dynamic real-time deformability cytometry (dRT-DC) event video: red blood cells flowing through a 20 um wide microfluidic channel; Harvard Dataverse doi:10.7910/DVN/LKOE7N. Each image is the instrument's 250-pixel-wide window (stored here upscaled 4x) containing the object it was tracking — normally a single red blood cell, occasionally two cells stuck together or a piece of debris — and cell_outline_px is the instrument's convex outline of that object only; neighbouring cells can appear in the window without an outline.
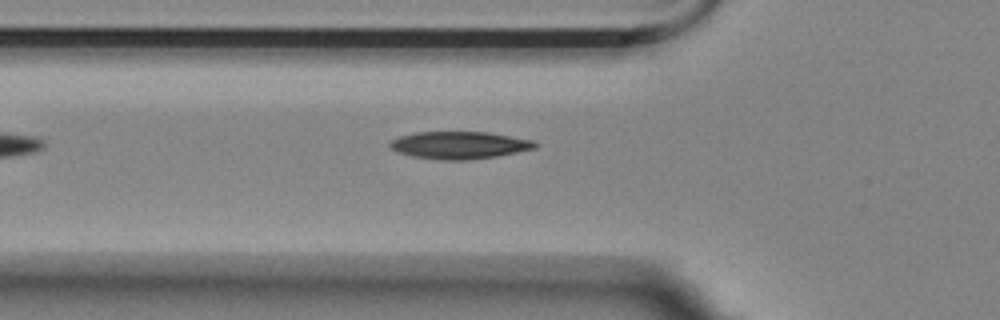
{"species": "Egyptian fruit bat (a non-hibernating species)", "species_latin": "Rousettus aegyptiacus", "temperature_condition": "room temperature", "stored_images_in_passage": 5, "camera_frame_rate_fps": 3000, "um_per_image_px": 0.085, "animal": {"sex": "female"}, "frame": {"image": 1, "passage_image": 5, "time_ms": 4.667, "image_size_px": [1000, 320], "cell_outline_px": [[536, 148], [496, 156], [464, 160], [444, 160], [412, 156], [396, 152], [388, 144], [392, 140], [400, 136], [416, 132], [488, 132], [532, 140], [536, 144]], "centroid_in_image_um": [39.01, 12.33], "position_along_channel_um": 86.8, "area_um2": 22.89}}